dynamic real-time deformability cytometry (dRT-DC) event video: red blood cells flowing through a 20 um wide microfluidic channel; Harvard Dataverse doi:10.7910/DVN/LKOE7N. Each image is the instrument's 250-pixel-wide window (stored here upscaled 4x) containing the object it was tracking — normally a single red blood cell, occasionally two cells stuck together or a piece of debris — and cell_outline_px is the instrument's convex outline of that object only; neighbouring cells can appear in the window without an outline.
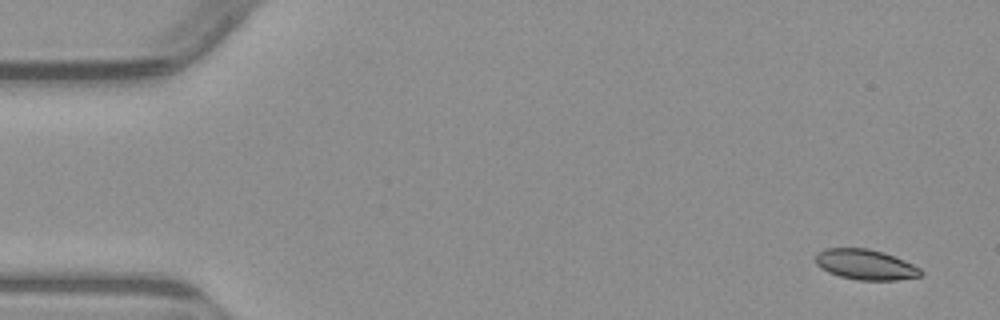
{"species": "common noctule bat (a hibernating species)", "species_latin": "Nyctalus noctula", "temperature_condition": "warm", "stored_images_in_passage": 7, "camera_frame_rate_fps": 3000, "um_per_image_px": 0.085, "animal": {"sex": "male", "body_mass_g": 23.1, "forearm_length_mm": 52.7}, "frame": {"image": 1, "passage_image": 1, "time_ms": 0.0, "image_size_px": [1000, 320], "cell_outline_px": [[924, 272], [920, 276], [896, 280], [856, 280], [840, 276], [828, 272], [820, 268], [816, 264], [816, 256], [820, 252], [828, 248], [868, 248], [884, 252], [904, 260], [920, 268]], "centroid_in_image_um": [73.58, 22.49], "position_along_channel_um": 11.4, "area_um2": 18.55}}
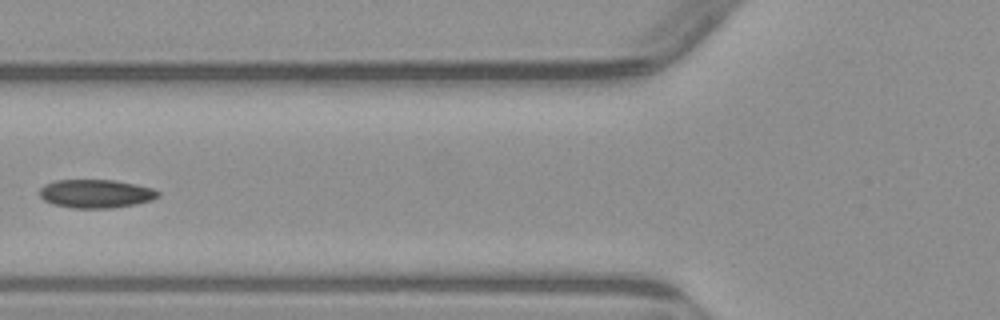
{"frame": {"image": 2, "passage_image": 6, "time_ms": 6.0, "image_size_px": [1000, 320], "cell_outline_px": [[160, 196], [152, 200], [136, 204], [112, 208], [72, 208], [52, 204], [44, 200], [40, 196], [40, 188], [44, 184], [56, 180], [116, 180], [136, 184], [152, 188], [160, 192]], "centroid_in_image_um": [8.16, 16.46], "position_along_channel_um": 117.6, "area_um2": 19.83}}
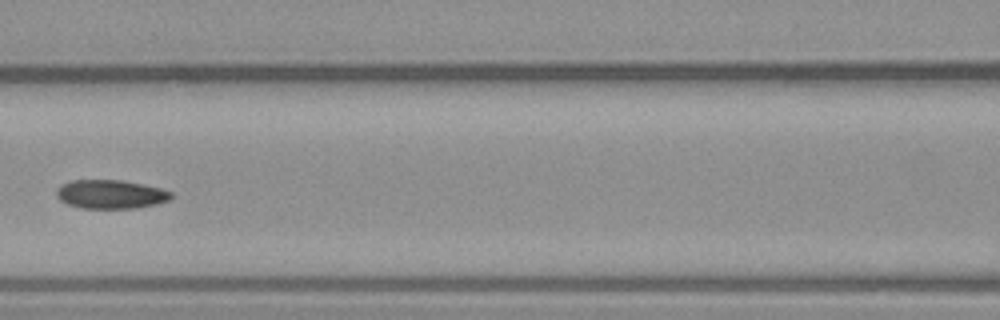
{"frame": {"image": 3, "passage_image": 7, "time_ms": 7.0, "image_size_px": [1000, 320], "cell_outline_px": [[172, 196], [168, 200], [156, 204], [136, 208], [80, 208], [68, 204], [60, 200], [56, 196], [56, 192], [60, 184], [72, 180], [124, 180], [160, 188], [172, 192]], "centroid_in_image_um": [9.38, 16.51], "position_along_channel_um": 157.2, "area_um2": 19.25}}